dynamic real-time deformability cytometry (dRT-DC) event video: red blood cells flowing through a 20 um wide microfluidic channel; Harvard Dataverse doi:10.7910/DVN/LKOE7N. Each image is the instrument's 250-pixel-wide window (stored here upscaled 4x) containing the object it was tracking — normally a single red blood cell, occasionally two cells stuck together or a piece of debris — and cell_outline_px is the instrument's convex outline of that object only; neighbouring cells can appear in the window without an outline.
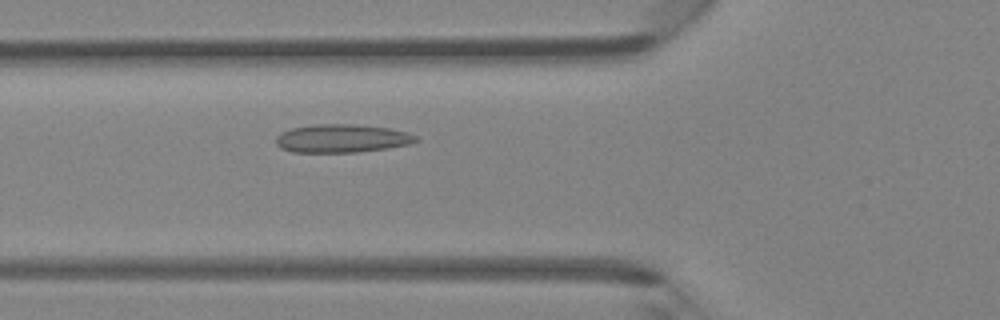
{"species": "Egyptian fruit bat (a non-hibernating species)", "species_latin": "Rousettus aegyptiacus", "temperature_condition": "room temperature", "stored_images_in_passage": 44, "camera_frame_rate_fps": 3000, "um_per_image_px": 0.085, "animal": {"sex": "female"}, "frame": {"image": 1, "passage_image": 15, "time_ms": 4.667, "image_size_px": [1000, 320], "cell_outline_px": [[420, 140], [408, 144], [388, 148], [356, 152], [292, 152], [280, 148], [276, 144], [276, 136], [280, 132], [292, 128], [312, 124], [352, 124], [388, 128], [408, 132], [416, 136]], "centroid_in_image_um": [29.03, 11.76], "position_along_channel_um": 96.8, "area_um2": 23.12}}
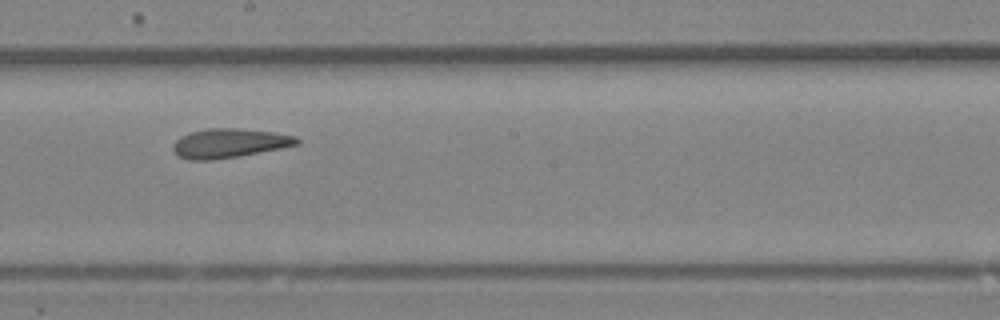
{"frame": {"image": 2, "passage_image": 24, "time_ms": 7.667, "image_size_px": [1000, 320], "cell_outline_px": [[300, 144], [240, 156], [208, 160], [188, 160], [180, 156], [172, 148], [172, 144], [180, 136], [204, 128], [236, 128], [276, 132], [296, 136], [300, 140]], "centroid_in_image_um": [19.5, 12.16], "position_along_channel_um": 228.7, "area_um2": 21.1}}
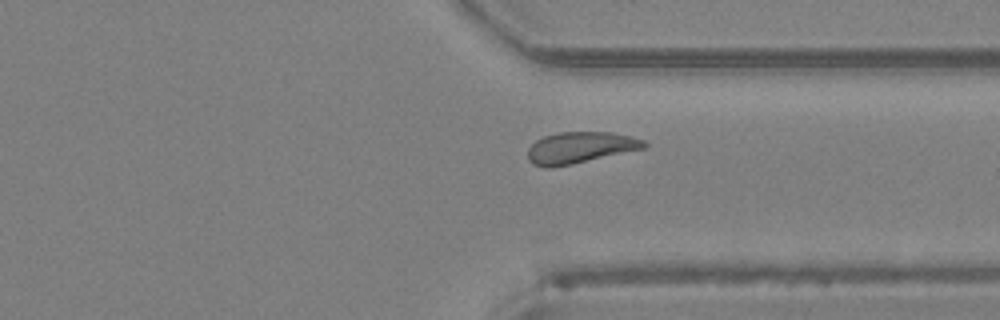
{"frame": {"image": 3, "passage_image": 33, "time_ms": 10.667, "image_size_px": [1000, 320], "cell_outline_px": [[648, 144], [644, 148], [572, 164], [548, 168], [544, 168], [532, 164], [528, 160], [528, 148], [536, 140], [544, 136], [560, 132], [612, 132], [632, 136], [644, 140]], "centroid_in_image_um": [49.29, 12.54], "position_along_channel_um": 362.1, "area_um2": 21.27}}